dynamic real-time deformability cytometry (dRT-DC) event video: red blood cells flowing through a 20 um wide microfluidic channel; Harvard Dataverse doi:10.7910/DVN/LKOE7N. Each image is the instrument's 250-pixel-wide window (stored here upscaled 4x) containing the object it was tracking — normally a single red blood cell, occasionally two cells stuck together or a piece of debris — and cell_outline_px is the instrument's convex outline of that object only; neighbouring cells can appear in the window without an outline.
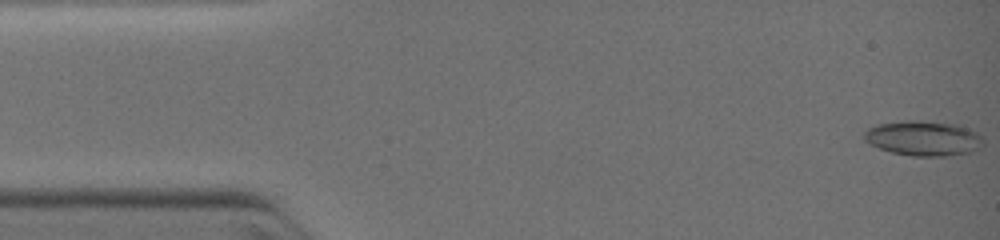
{"species": "common noctule bat (a hibernating species)", "species_latin": "Nyctalus noctula", "temperature_condition": "warm", "stored_images_in_passage": 6, "segment_of_instrument_passage": [1, 2], "camera_frame_rate_fps": 3000, "um_per_image_px": 0.085, "animal": {"sex": "female", "body_mass_g": 19.0, "forearm_length_mm": 51.5}, "frame": {"image": 1, "passage_image": 1, "time_ms": 0.0, "image_size_px": [1000, 240], "cell_outline_px": [[980, 136], [972, 148], [968, 152], [944, 156], [912, 156], [892, 152], [880, 148], [872, 144], [864, 136], [864, 132], [868, 128], [880, 124], [908, 120], [920, 120], [956, 124]], "centroid_in_image_um": [78.36, 11.74], "position_along_channel_um": 6.6, "area_um2": 23.06}}
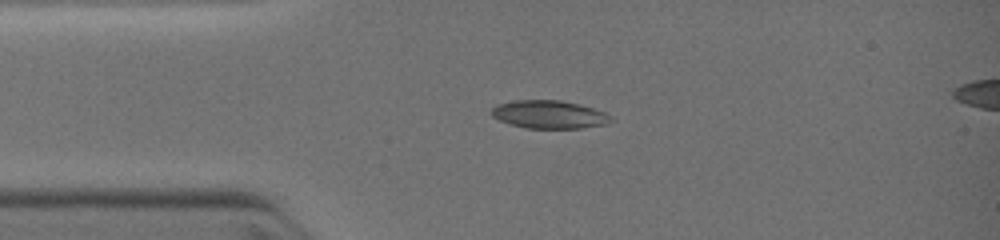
{"frame": {"image": 2, "passage_image": 4, "time_ms": 2.667, "image_size_px": [1000, 240], "cell_outline_px": [[612, 120], [604, 124], [580, 128], [524, 128], [500, 120], [492, 116], [488, 112], [496, 104], [512, 100], [560, 100], [592, 108], [604, 112]], "centroid_in_image_um": [46.58, 9.72], "position_along_channel_um": 38.4, "area_um2": 19.31}}